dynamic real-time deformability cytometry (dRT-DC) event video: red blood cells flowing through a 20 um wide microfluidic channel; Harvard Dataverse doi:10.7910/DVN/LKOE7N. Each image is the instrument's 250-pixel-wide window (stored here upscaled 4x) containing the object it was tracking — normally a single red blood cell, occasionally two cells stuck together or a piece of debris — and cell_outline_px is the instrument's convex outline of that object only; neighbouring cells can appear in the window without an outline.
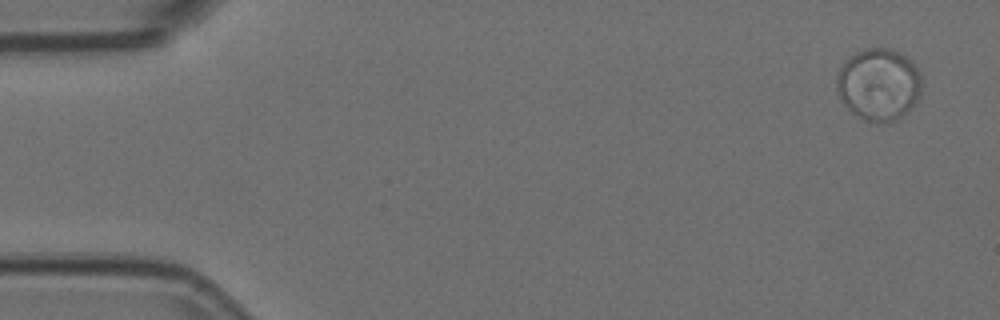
{"species": "Egyptian fruit bat (a non-hibernating species)", "species_latin": "Rousettus aegyptiacus", "temperature_condition": "room temperature", "stored_images_in_passage": 5, "camera_frame_rate_fps": 3000, "um_per_image_px": 0.085, "animal": {"sex": "female"}, "frame": {"image": 1, "passage_image": 1, "time_ms": 0.0, "image_size_px": [1000, 320], "cell_outline_px": [[920, 92], [912, 108], [896, 120], [864, 120], [852, 112], [840, 100], [836, 92], [836, 76], [844, 60], [856, 52], [868, 48], [892, 48], [900, 52], [912, 60], [920, 72]], "centroid_in_image_um": [74.67, 7.13], "position_along_channel_um": 10.3, "area_um2": 35.72}}
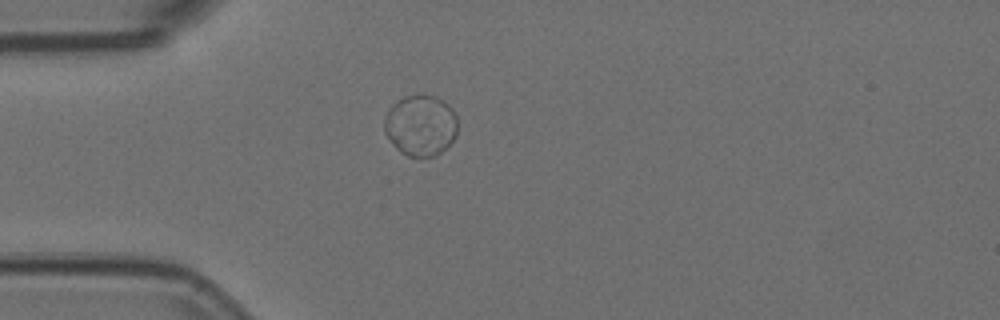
{"frame": {"image": 2, "passage_image": 5, "time_ms": 1.333, "image_size_px": [1000, 320], "cell_outline_px": [[456, 132], [452, 140], [440, 152], [432, 156], [408, 156], [400, 152], [392, 144], [384, 132], [384, 116], [388, 108], [396, 100], [404, 96], [420, 92], [436, 96], [444, 100], [452, 108], [456, 116]], "centroid_in_image_um": [35.71, 10.59], "position_along_channel_um": 49.3, "area_um2": 26.41}}